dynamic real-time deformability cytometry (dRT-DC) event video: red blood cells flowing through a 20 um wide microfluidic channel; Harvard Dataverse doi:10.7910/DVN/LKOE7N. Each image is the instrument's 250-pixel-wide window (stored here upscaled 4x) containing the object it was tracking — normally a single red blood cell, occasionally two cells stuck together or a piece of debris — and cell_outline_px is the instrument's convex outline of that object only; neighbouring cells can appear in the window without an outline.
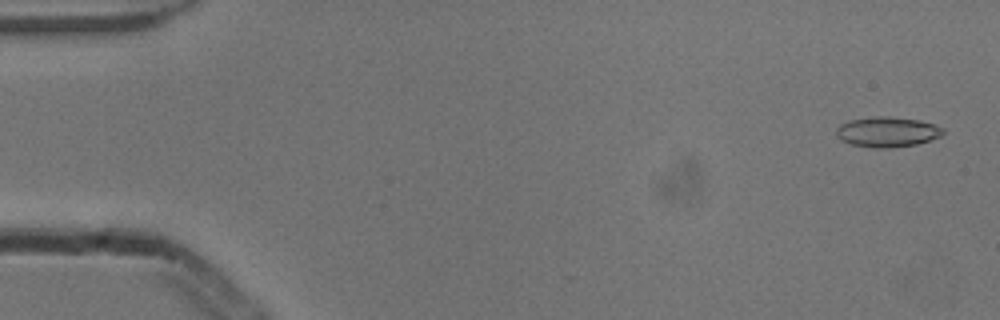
{"species": "common noctule bat (a hibernating species)", "species_latin": "Nyctalus noctula", "temperature_condition": "cold", "stored_images_in_passage": 53, "camera_frame_rate_fps": 3000, "um_per_image_px": 0.085, "animal": {"sex": "male", "body_mass_g": 13.3}, "frame": {"image": 1, "passage_image": 2, "time_ms": 0.333, "image_size_px": [1000, 320], "cell_outline_px": [[944, 132], [940, 136], [916, 144], [888, 148], [876, 148], [852, 144], [840, 140], [836, 136], [836, 128], [840, 124], [852, 120], [876, 116], [888, 116], [920, 120], [944, 128]], "centroid_in_image_um": [75.39, 11.21], "position_along_channel_um": 9.6, "area_um2": 18.61}}
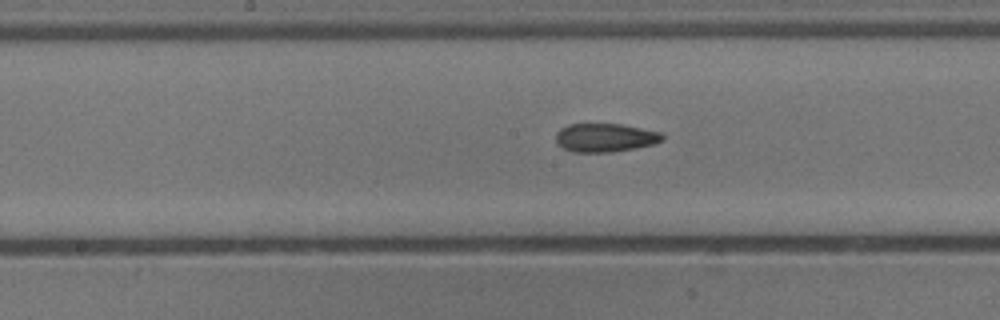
{"frame": {"image": 2, "passage_image": 27, "time_ms": 8.667, "image_size_px": [1000, 320], "cell_outline_px": [[664, 140], [652, 144], [612, 152], [572, 152], [556, 144], [556, 132], [560, 128], [568, 124], [624, 124], [660, 132], [664, 136]], "centroid_in_image_um": [51.41, 11.69], "position_along_channel_um": 196.8, "area_um2": 17.74}}
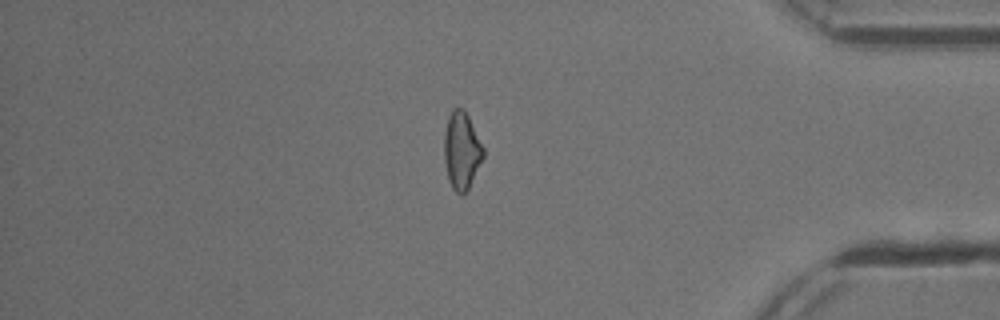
{"frame": {"image": 3, "passage_image": 45, "time_ms": 14.667, "image_size_px": [1000, 320], "cell_outline_px": [[484, 156], [468, 188], [464, 192], [456, 192], [452, 188], [448, 180], [444, 160], [444, 132], [448, 116], [452, 108], [464, 108], [484, 148]], "centroid_in_image_um": [39.22, 12.76], "position_along_channel_um": 396.0, "area_um2": 17.51}, "authors_computed_cell_mechanics": {"area_um2": 18.0914, "velocity_mm_per_s": 3.8609, "shape_relaxation_time_tau1_ms": null, "shape_relaxation_time_tau2_ms": 4.5669, "deformation_change_tau1": null, "deformation_change_tau2": 0.1153}}